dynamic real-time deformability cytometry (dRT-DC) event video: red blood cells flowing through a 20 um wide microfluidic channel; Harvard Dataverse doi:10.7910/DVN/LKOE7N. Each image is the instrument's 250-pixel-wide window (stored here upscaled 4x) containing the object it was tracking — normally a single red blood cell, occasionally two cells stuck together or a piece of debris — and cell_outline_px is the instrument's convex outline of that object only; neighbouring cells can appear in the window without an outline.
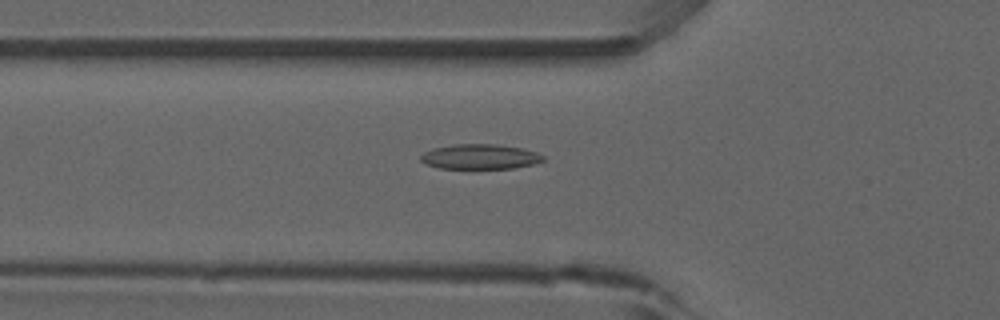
{"species": "common noctule bat (a hibernating species)", "species_latin": "Nyctalus noctula", "temperature_condition": "room temperature", "stored_images_in_passage": 32, "camera_frame_rate_fps": 3000, "um_per_image_px": 0.085, "animal": {"sex": "male", "forearm_length_mm": 52.5}, "frame": {"image": 1, "passage_image": 5, "time_ms": 1.333, "image_size_px": [1000, 320], "cell_outline_px": [[544, 160], [532, 164], [516, 168], [440, 168], [428, 164], [420, 160], [420, 156], [424, 152], [432, 148], [456, 144], [496, 144], [524, 148], [536, 152], [544, 156]], "centroid_in_image_um": [40.82, 13.31], "position_along_channel_um": 85.0, "area_um2": 17.74}}
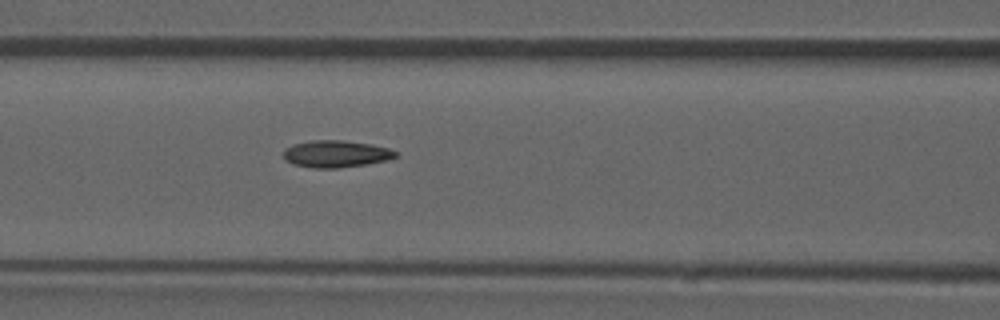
{"frame": {"image": 2, "passage_image": 9, "time_ms": 2.667, "image_size_px": [1000, 320], "cell_outline_px": [[396, 156], [388, 160], [368, 164], [340, 168], [312, 168], [292, 164], [284, 160], [284, 148], [292, 144], [312, 140], [344, 140], [372, 144], [388, 148], [396, 152]], "centroid_in_image_um": [28.52, 13.08], "position_along_channel_um": 138.1, "area_um2": 17.86}, "authors_computed_cell_mechanics": {"area_um2": 16.9932, "velocity_mm_per_s": 3.9134, "shape_relaxation_time_tau1_ms": null, "shape_relaxation_time_tau2_ms": 3.7209, "deformation_change_tau1": null, "deformation_change_tau2": 0.1094}}